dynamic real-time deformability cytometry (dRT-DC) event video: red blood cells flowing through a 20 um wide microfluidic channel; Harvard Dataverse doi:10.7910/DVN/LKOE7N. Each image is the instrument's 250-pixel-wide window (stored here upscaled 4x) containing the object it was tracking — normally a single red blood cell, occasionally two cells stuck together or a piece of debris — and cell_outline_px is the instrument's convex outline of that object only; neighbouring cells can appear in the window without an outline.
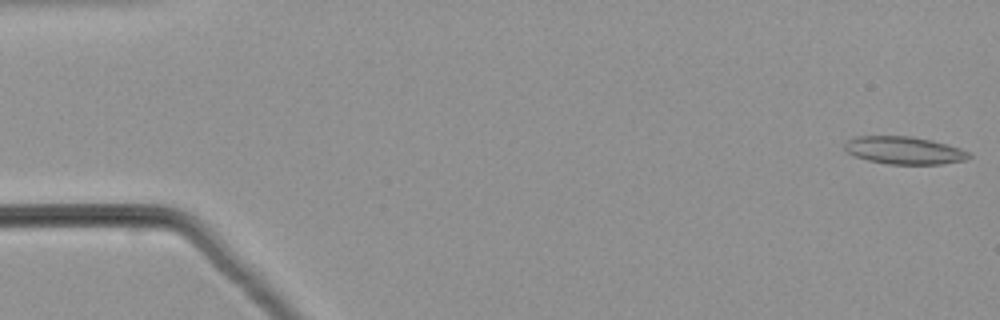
{"species": "common noctule bat (a hibernating species)", "species_latin": "Nyctalus noctula", "temperature_condition": "warm", "stored_images_in_passage": 52, "camera_frame_rate_fps": 3000, "um_per_image_px": 0.085, "animal": {"sex": "male", "body_mass_g": 21.5, "forearm_length_mm": 52.0}, "frame": {"image": 1, "passage_image": 1, "time_ms": 0.0, "image_size_px": [1000, 320], "cell_outline_px": [[972, 156], [964, 160], [940, 164], [888, 164], [868, 160], [856, 156], [848, 152], [844, 148], [844, 144], [852, 136], [908, 136], [932, 140], [948, 144], [960, 148], [968, 152]], "centroid_in_image_um": [76.85, 12.77], "position_along_channel_um": 8.2, "area_um2": 19.94}}
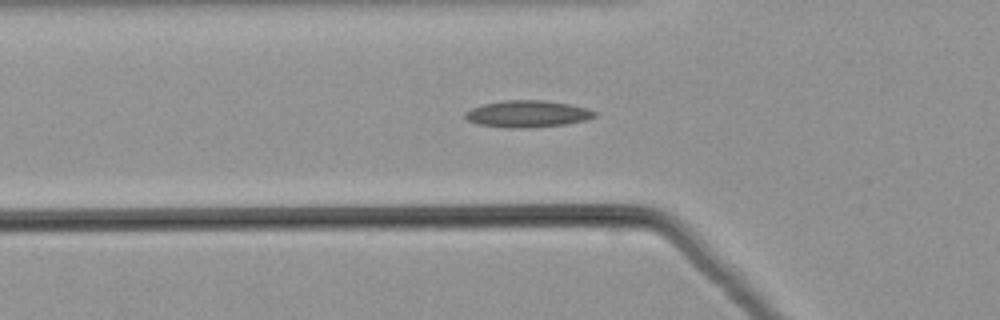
{"frame": {"image": 2, "passage_image": 18, "time_ms": 5.667, "image_size_px": [1000, 320], "cell_outline_px": [[596, 116], [588, 120], [564, 124], [524, 128], [508, 128], [476, 124], [468, 120], [464, 116], [464, 112], [472, 108], [484, 104], [504, 100], [544, 100], [568, 104], [584, 108], [596, 112]], "centroid_in_image_um": [44.8, 9.68], "position_along_channel_um": 81.0, "area_um2": 20.11}}
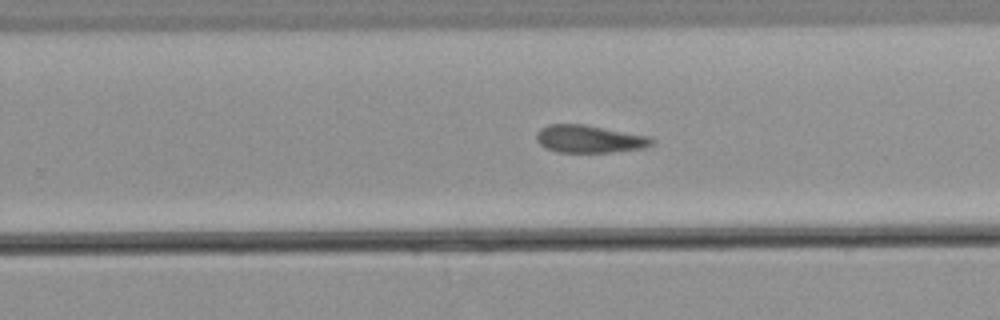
{"frame": {"image": 3, "passage_image": 33, "time_ms": 10.667, "image_size_px": [1000, 320], "cell_outline_px": [[656, 140], [652, 144], [644, 148], [612, 152], [556, 152], [540, 144], [536, 140], [536, 132], [540, 128], [548, 124], [584, 124], [652, 136]], "centroid_in_image_um": [50.13, 11.8], "position_along_channel_um": 279.7, "area_um2": 18.79}}